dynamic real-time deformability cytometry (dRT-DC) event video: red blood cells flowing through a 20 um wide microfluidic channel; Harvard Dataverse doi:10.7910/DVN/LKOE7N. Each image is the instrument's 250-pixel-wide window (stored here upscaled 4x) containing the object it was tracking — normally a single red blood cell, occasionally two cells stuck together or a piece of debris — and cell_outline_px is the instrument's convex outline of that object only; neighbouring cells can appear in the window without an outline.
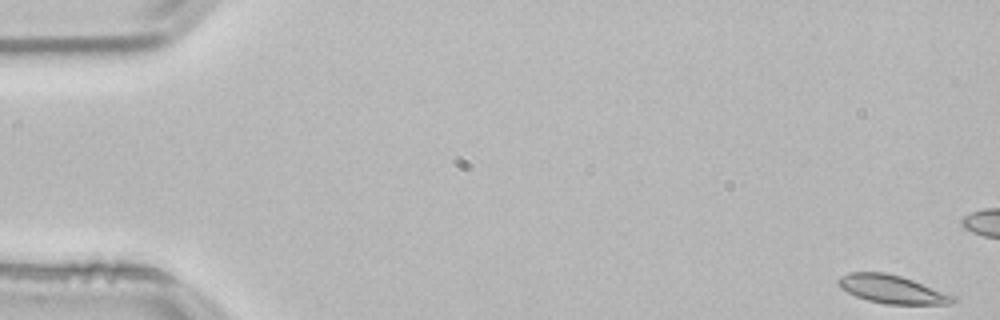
{"species": "common noctule bat (a hibernating species)", "species_latin": "Nyctalus noctula", "temperature_condition": "room temperature", "stored_images_in_passage": 16, "camera_frame_rate_fps": 3000, "um_per_image_px": 0.085, "animal": {"sex": "male", "body_mass_g": 21.5, "forearm_length_mm": 52.0}, "frame": {"image": 1, "passage_image": 1, "time_ms": 0.0, "image_size_px": [1000, 320], "cell_outline_px": [[956, 300], [952, 304], [884, 304], [868, 300], [856, 296], [840, 288], [836, 284], [836, 280], [840, 276], [848, 272], [884, 272], [900, 276], [912, 280], [956, 296]], "centroid_in_image_um": [75.79, 24.58], "position_along_channel_um": 9.2, "area_um2": 18.9}}